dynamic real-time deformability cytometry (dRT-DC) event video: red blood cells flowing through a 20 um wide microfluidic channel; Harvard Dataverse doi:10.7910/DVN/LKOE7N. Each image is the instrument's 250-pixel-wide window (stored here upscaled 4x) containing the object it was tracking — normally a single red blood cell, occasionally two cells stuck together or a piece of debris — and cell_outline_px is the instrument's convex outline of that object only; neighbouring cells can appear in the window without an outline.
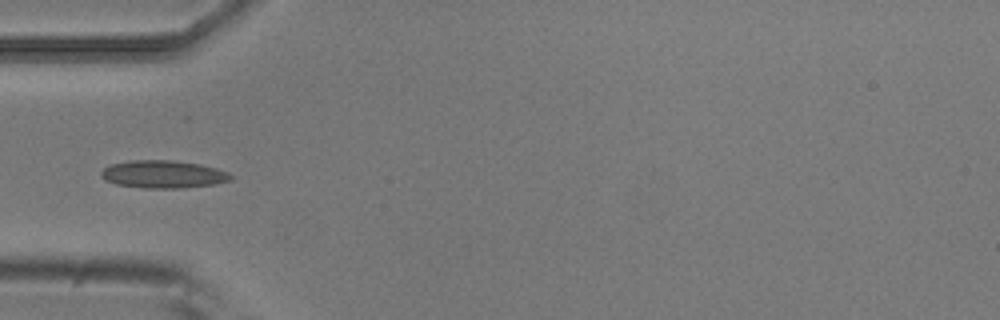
{"species": "common noctule bat (a hibernating species)", "species_latin": "Nyctalus noctula", "temperature_condition": "room temperature", "stored_images_in_passage": 5, "camera_frame_rate_fps": 3000, "um_per_image_px": 0.085, "animal": {"sex": "male", "body_mass_g": 20.5, "forearm_length_mm": 52.5}, "frame": {"image": 1, "passage_image": 2, "time_ms": 0.333, "image_size_px": [1000, 320], "cell_outline_px": [[232, 180], [216, 184], [180, 188], [144, 188], [116, 184], [104, 180], [100, 176], [100, 172], [104, 168], [112, 164], [128, 160], [172, 160], [200, 164], [216, 168], [228, 172], [232, 176]], "centroid_in_image_um": [13.86, 14.81], "position_along_channel_um": 71.1, "area_um2": 21.04}}
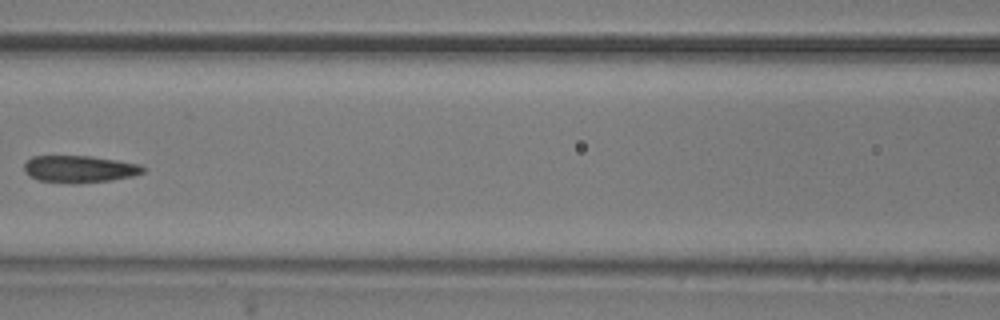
{"frame": {"image": 2, "passage_image": 4, "time_ms": 1.0, "image_size_px": [1000, 320], "cell_outline_px": [[148, 168], [144, 172], [132, 176], [112, 180], [80, 184], [72, 184], [36, 180], [28, 176], [24, 172], [24, 164], [32, 156], [88, 156], [116, 160], [140, 164]], "centroid_in_image_um": [6.75, 14.39], "position_along_channel_um": 159.9, "area_um2": 19.07}}
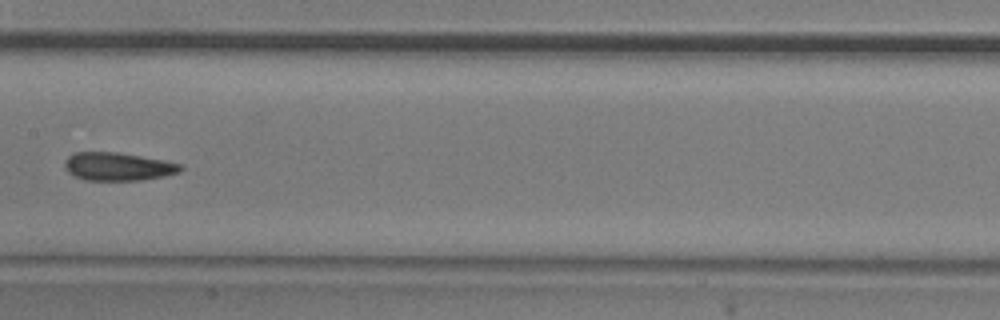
{"frame": {"image": 3, "passage_image": 5, "time_ms": 1.333, "image_size_px": [1000, 320], "cell_outline_px": [[184, 168], [180, 172], [164, 176], [140, 180], [84, 180], [68, 172], [64, 168], [64, 160], [72, 152], [116, 152], [164, 160], [180, 164]], "centroid_in_image_um": [10.0, 14.15], "position_along_channel_um": 197.4, "area_um2": 19.02}}